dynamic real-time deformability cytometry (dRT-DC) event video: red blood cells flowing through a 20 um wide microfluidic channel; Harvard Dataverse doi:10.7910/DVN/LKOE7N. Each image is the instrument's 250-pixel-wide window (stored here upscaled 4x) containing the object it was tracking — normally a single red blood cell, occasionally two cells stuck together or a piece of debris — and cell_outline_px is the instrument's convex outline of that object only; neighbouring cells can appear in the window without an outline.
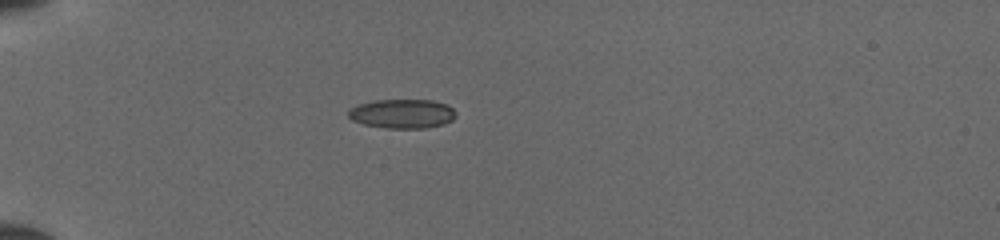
{"species": "common noctule bat (a hibernating species)", "species_latin": "Nyctalus noctula", "temperature_condition": "cold", "stored_images_in_passage": 35, "camera_frame_rate_fps": 3000, "um_per_image_px": 0.085, "animal": {"sex": "female", "body_mass_g": 19.5, "forearm_length_mm": 54.1}, "frame": {"image": 1, "passage_image": 1, "time_ms": 0.0, "image_size_px": [1000, 240], "cell_outline_px": [[456, 116], [452, 120], [444, 124], [424, 128], [384, 128], [364, 124], [352, 120], [348, 116], [348, 108], [356, 104], [372, 100], [432, 100], [448, 104], [456, 112]], "centroid_in_image_um": [34.17, 9.65], "position_along_channel_um": 50.8, "area_um2": 18.55}}
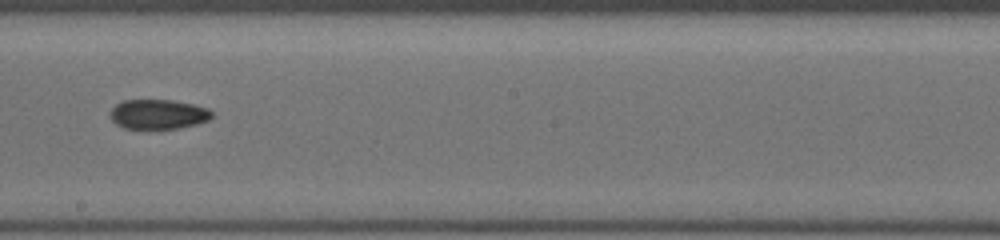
{"frame": {"image": 2, "passage_image": 16, "time_ms": 5.0, "image_size_px": [1000, 240], "cell_outline_px": [[212, 116], [208, 120], [196, 124], [176, 128], [124, 128], [116, 124], [108, 116], [108, 112], [116, 104], [124, 100], [172, 100], [192, 104], [208, 108], [212, 112]], "centroid_in_image_um": [13.4, 9.7], "position_along_channel_um": 234.8, "area_um2": 17.51}}
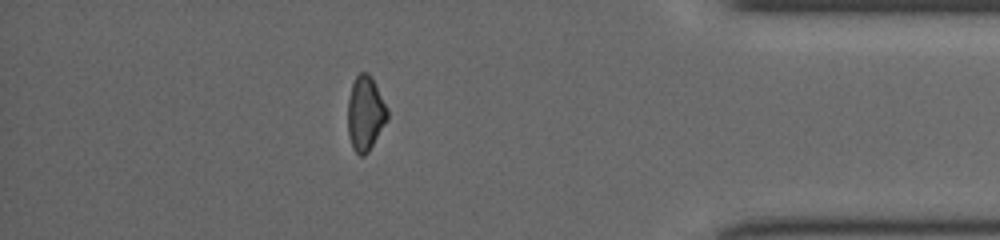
{"frame": {"image": 3, "passage_image": 30, "time_ms": 9.667, "image_size_px": [1000, 240], "cell_outline_px": [[388, 120], [368, 152], [364, 156], [360, 156], [352, 148], [348, 132], [348, 100], [352, 84], [356, 76], [360, 72], [368, 72], [388, 108]], "centroid_in_image_um": [31.06, 9.66], "position_along_channel_um": 404.1, "area_um2": 17.17}}